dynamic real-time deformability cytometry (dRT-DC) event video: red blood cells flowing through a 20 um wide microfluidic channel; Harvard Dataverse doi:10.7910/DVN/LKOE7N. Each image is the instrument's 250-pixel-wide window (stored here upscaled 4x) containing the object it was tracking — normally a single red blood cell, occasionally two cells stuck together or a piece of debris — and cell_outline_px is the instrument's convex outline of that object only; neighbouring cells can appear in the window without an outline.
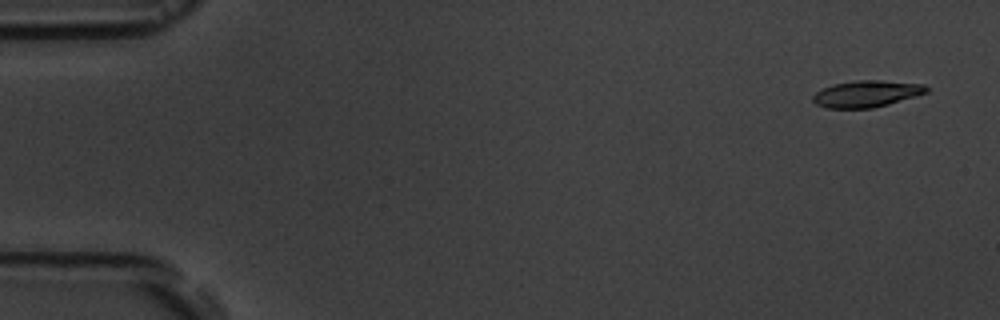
{"species": "common noctule bat (a hibernating species)", "species_latin": "Nyctalus noctula", "temperature_condition": "room temperature", "stored_images_in_passage": 4, "camera_frame_rate_fps": 3000, "um_per_image_px": 0.085, "animal": {"sex": "male", "body_mass_g": 19.5, "forearm_length_mm": 54.6}, "frame": {"image": 1, "passage_image": 1, "time_ms": 0.0, "image_size_px": [1000, 320], "cell_outline_px": [[928, 92], [916, 96], [888, 104], [872, 108], [828, 108], [816, 104], [812, 100], [812, 96], [816, 92], [832, 84], [856, 80], [880, 80], [924, 84], [928, 88]], "centroid_in_image_um": [73.65, 7.97], "position_along_channel_um": 11.3, "area_um2": 17.57}}
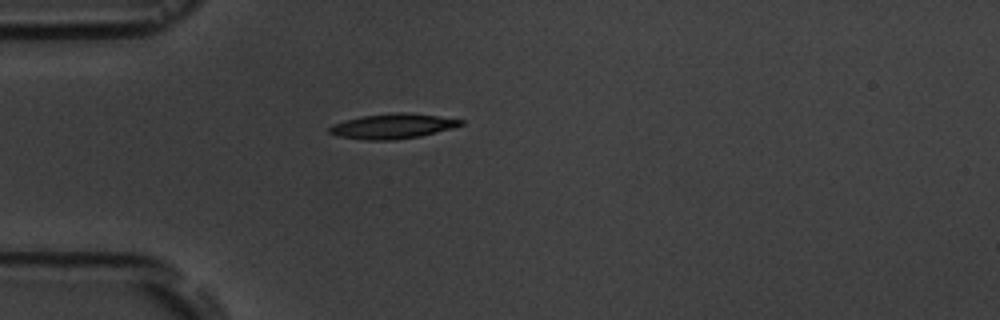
{"frame": {"image": 2, "passage_image": 4, "time_ms": 4.333, "image_size_px": [1000, 320], "cell_outline_px": [[464, 124], [452, 128], [420, 136], [392, 140], [368, 140], [336, 136], [328, 132], [328, 128], [332, 124], [344, 120], [360, 116], [396, 112], [408, 112], [464, 120]], "centroid_in_image_um": [33.33, 10.72], "position_along_channel_um": 51.7, "area_um2": 19.13}}